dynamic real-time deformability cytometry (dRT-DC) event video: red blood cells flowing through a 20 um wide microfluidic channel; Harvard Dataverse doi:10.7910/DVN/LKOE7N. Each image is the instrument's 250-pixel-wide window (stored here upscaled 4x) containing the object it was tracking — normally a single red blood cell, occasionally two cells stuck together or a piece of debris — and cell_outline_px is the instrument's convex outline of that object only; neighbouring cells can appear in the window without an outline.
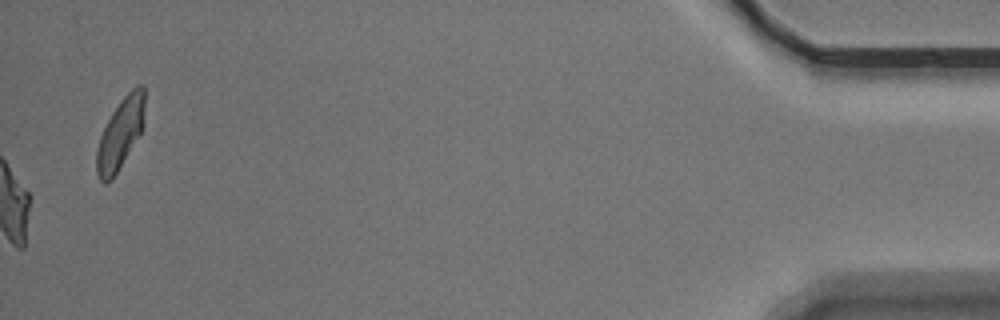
{"species": "Egyptian fruit bat (a non-hibernating species)", "species_latin": "Rousettus aegyptiacus", "temperature_condition": "warm", "stored_images_in_passage": 43, "camera_frame_rate_fps": 3000, "um_per_image_px": 0.085, "animal": {"sex": "male"}, "frame": {"image": 1, "passage_image": 43, "time_ms": 14.0, "image_size_px": [1000, 320], "cell_outline_px": [[144, 128], [112, 180], [104, 184], [100, 180], [96, 172], [96, 152], [100, 136], [112, 112], [120, 100], [136, 84], [144, 84]], "centroid_in_image_um": [10.24, 11.35], "position_along_channel_um": 425.0, "area_um2": 19.94}, "authors_computed_cell_mechanics": {"area_um2": 21.2126, "velocity_mm_per_s": 3.438, "shape_relaxation_time_tau1_ms": 9.2112, "shape_relaxation_time_tau2_ms": 2.5877, "deformation_change_tau1": 0.2332, "deformation_change_tau2": 0.0858}}